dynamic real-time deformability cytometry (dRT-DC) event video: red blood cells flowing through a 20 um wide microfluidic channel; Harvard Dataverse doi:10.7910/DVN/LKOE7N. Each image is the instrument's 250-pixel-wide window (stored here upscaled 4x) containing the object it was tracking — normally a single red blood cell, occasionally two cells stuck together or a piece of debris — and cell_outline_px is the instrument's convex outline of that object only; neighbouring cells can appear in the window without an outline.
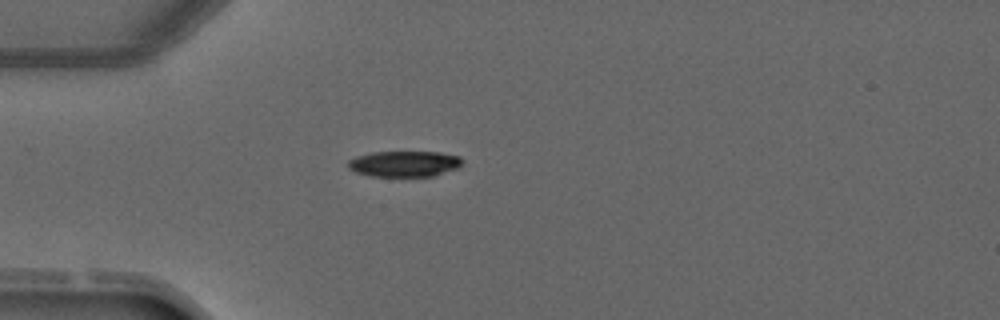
{"species": "common noctule bat (a hibernating species)", "species_latin": "Nyctalus noctula", "temperature_condition": "warm", "stored_images_in_passage": 1, "camera_frame_rate_fps": 3000, "um_per_image_px": 0.085, "animal": {"sex": "male", "forearm_length_mm": 52.5}, "frame": {"image": 1, "passage_image": 1, "time_ms": 0.0, "image_size_px": [1000, 320], "cell_outline_px": [[464, 160], [456, 168], [432, 176], [368, 176], [356, 172], [348, 168], [348, 160], [356, 156], [372, 152], [440, 152], [460, 156]], "centroid_in_image_um": [34.34, 13.91], "position_along_channel_um": 50.7, "area_um2": 17.17}}